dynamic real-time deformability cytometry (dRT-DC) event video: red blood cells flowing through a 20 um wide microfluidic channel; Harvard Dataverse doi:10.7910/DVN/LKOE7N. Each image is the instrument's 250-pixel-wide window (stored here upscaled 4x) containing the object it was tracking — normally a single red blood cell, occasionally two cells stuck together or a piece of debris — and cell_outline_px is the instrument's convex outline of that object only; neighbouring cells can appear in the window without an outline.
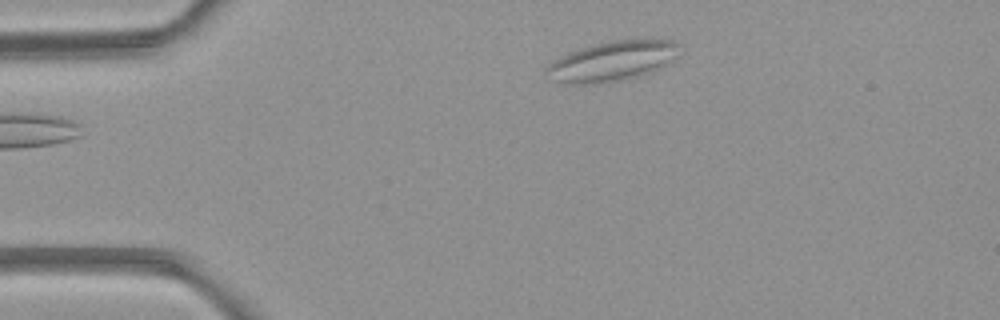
{"species": "common noctule bat (a hibernating species)", "species_latin": "Nyctalus noctula", "temperature_condition": "room temperature", "stored_images_in_passage": 4, "camera_frame_rate_fps": 3000, "um_per_image_px": 0.085, "animal": {"sex": "female", "body_mass_g": 21.9}, "frame": {"image": 1, "passage_image": 4, "time_ms": 3.667, "image_size_px": [1000, 320], "cell_outline_px": [[680, 44], [676, 56], [668, 64], [652, 72], [640, 76], [620, 80], [596, 84], [560, 84], [548, 80], [544, 72], [544, 68], [552, 60], [568, 52], [580, 48], [612, 40], [644, 36], [652, 36], [672, 40]], "centroid_in_image_um": [52.03, 5.17], "position_along_channel_um": 33.0, "area_um2": 32.37}}